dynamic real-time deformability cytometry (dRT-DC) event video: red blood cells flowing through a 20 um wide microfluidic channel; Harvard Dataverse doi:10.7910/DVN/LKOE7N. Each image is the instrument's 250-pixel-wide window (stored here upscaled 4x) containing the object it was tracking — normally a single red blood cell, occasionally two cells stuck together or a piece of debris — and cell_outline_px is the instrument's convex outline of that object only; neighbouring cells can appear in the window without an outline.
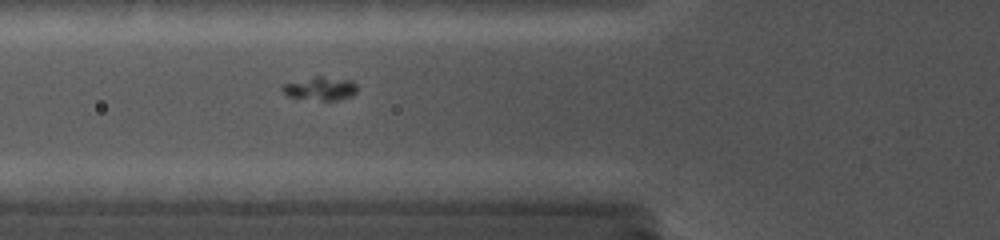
{"species": "common noctule bat (a hibernating species)", "species_latin": "Nyctalus noctula", "temperature_condition": "cold", "stored_images_in_passage": 7, "camera_frame_rate_fps": 5000, "um_per_image_px": 0.085, "animal": {"sex": "female", "body_mass_g": 19.0, "forearm_length_mm": 56.7}, "frame": {"image": 1, "passage_image": 5, "time_ms": 3.6, "image_size_px": [1000, 240], "cell_outline_px": [[356, 92], [352, 96], [340, 100], [324, 100], [288, 96], [280, 88], [284, 84], [312, 76], [324, 76], [352, 80], [356, 84]], "centroid_in_image_um": [27.26, 7.5], "position_along_channel_um": 98.5, "area_um2": 10.17}}